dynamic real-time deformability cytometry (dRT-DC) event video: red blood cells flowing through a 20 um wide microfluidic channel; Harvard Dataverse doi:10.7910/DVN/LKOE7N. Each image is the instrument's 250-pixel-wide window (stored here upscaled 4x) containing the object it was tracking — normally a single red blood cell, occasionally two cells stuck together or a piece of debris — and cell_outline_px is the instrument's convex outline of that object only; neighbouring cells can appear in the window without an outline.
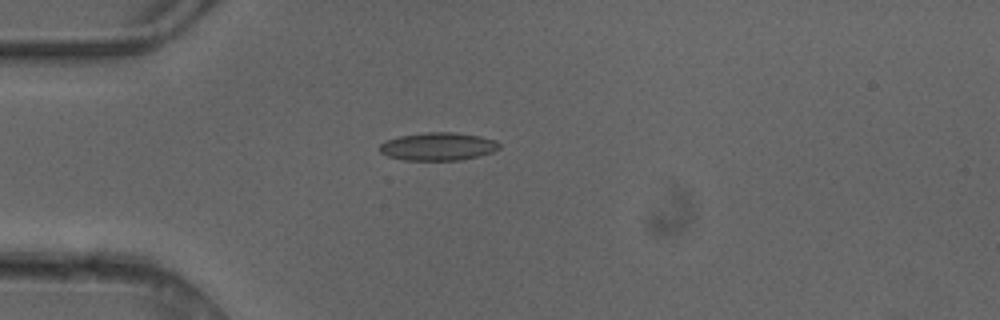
{"species": "common noctule bat (a hibernating species)", "species_latin": "Nyctalus noctula", "temperature_condition": "cold", "stored_images_in_passage": 4, "camera_frame_rate_fps": 3000, "um_per_image_px": 0.085, "animal": {"sex": "female"}, "frame": {"image": 1, "passage_image": 4, "time_ms": 1.0, "image_size_px": [1000, 320], "cell_outline_px": [[500, 148], [492, 152], [460, 160], [404, 160], [388, 156], [380, 152], [376, 148], [380, 144], [388, 140], [400, 136], [424, 132], [452, 132], [480, 136], [496, 140], [500, 144]], "centroid_in_image_um": [37.21, 12.45], "position_along_channel_um": 47.8, "area_um2": 19.48}}